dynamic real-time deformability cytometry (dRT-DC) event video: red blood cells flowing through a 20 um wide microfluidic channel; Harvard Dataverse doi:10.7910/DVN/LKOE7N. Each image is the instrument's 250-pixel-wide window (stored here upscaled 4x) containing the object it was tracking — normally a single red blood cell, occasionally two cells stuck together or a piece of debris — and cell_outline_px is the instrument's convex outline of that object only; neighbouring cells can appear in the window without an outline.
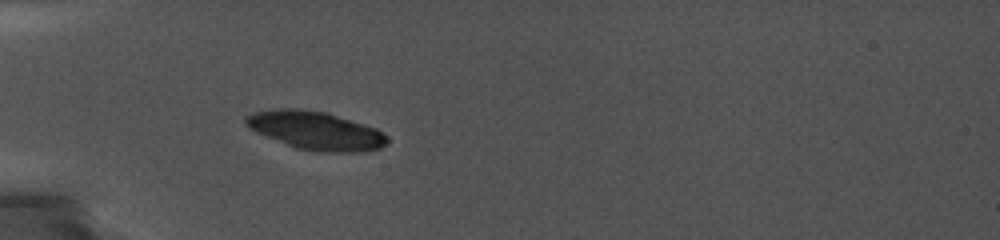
{"species": "common noctule bat (a hibernating species)", "species_latin": "Nyctalus noctula", "temperature_condition": "cold", "stored_images_in_passage": 2, "camera_frame_rate_fps": 5000, "um_per_image_px": 0.085, "animal": {"sex": "female", "body_mass_g": 19.0, "forearm_length_mm": 56.7}, "frame": {"image": 1, "passage_image": 1, "time_ms": 0.0, "image_size_px": [1000, 240], "cell_outline_px": [[388, 140], [380, 148], [360, 152], [320, 152], [296, 148], [256, 132], [248, 128], [244, 124], [244, 116], [252, 112], [272, 108], [300, 108], [324, 112], [364, 124], [376, 128]], "centroid_in_image_um": [26.75, 11.08], "position_along_channel_um": 58.3, "area_um2": 31.5}}